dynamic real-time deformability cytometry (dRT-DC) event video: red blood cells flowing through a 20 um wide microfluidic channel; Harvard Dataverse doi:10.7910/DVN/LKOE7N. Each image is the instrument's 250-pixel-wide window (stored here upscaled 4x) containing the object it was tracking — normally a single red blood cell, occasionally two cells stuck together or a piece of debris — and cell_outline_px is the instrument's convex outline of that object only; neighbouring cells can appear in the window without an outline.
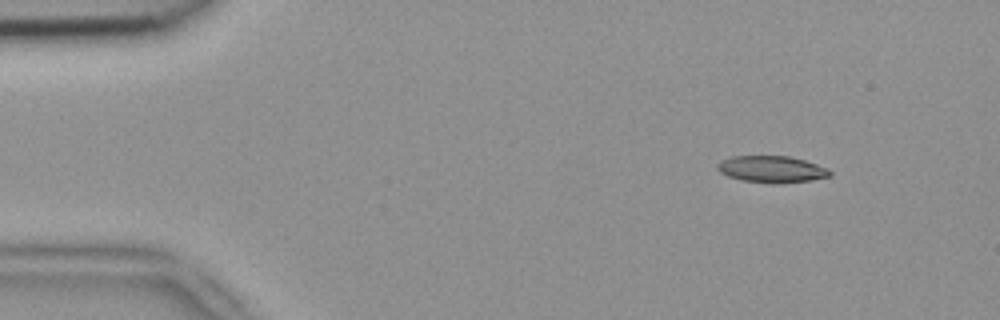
{"species": "common noctule bat (a hibernating species)", "species_latin": "Nyctalus noctula", "temperature_condition": "room temperature", "stored_images_in_passage": 46, "camera_frame_rate_fps": 3000, "um_per_image_px": 0.085, "animal": {"sex": "female", "body_mass_g": 18.4}, "frame": {"image": 1, "passage_image": 1, "time_ms": 0.0, "image_size_px": [1000, 320], "cell_outline_px": [[832, 176], [812, 180], [776, 184], [772, 184], [740, 180], [728, 176], [720, 172], [716, 168], [716, 164], [720, 160], [732, 156], [788, 156], [804, 160], [828, 168], [832, 172]], "centroid_in_image_um": [65.58, 14.39], "position_along_channel_um": 19.4, "area_um2": 17.74}}
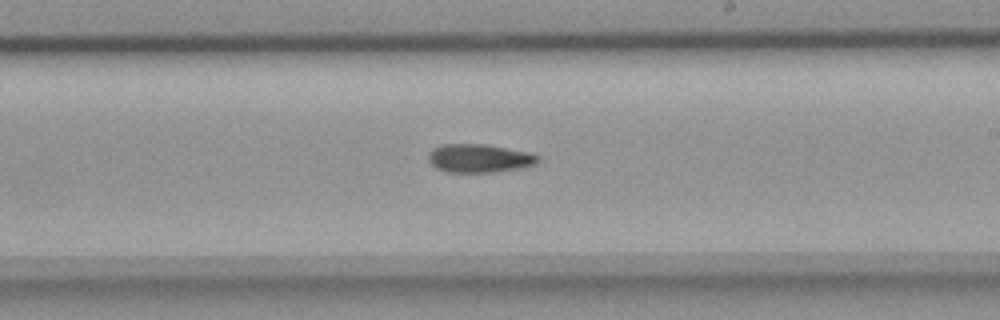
{"frame": {"image": 2, "passage_image": 25, "time_ms": 8.0, "image_size_px": [1000, 320], "cell_outline_px": [[540, 160], [536, 164], [520, 168], [492, 172], [448, 172], [436, 168], [428, 160], [428, 152], [432, 148], [444, 144], [484, 144], [532, 152], [540, 156]], "centroid_in_image_um": [40.76, 13.44], "position_along_channel_um": 248.2, "area_um2": 18.32}}
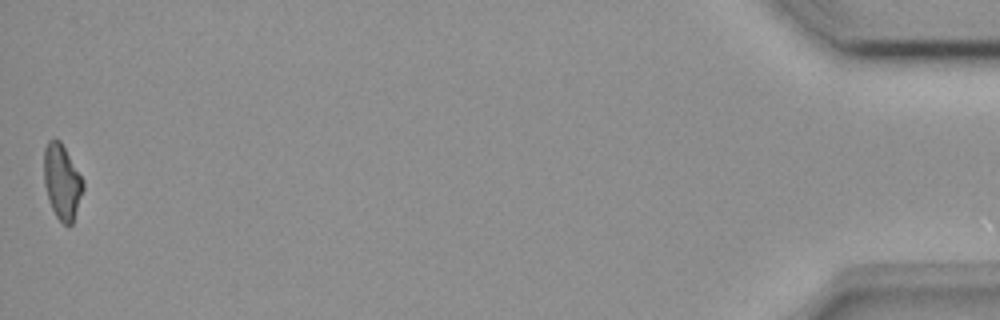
{"frame": {"image": 3, "passage_image": 46, "time_ms": 15.0, "image_size_px": [1000, 320], "cell_outline_px": [[84, 188], [72, 224], [64, 224], [56, 216], [48, 200], [44, 184], [44, 148], [48, 140], [60, 140], [84, 180]], "centroid_in_image_um": [5.27, 15.44], "position_along_channel_um": 429.9, "area_um2": 17.05}, "authors_computed_cell_mechanics": {"area_um2": 18.1203, "velocity_mm_per_s": 3.9619, "shape_relaxation_time_tau1_ms": null, "shape_relaxation_time_tau2_ms": 10.8916, "deformation_change_tau1": null, "deformation_change_tau2": 0.2179}}